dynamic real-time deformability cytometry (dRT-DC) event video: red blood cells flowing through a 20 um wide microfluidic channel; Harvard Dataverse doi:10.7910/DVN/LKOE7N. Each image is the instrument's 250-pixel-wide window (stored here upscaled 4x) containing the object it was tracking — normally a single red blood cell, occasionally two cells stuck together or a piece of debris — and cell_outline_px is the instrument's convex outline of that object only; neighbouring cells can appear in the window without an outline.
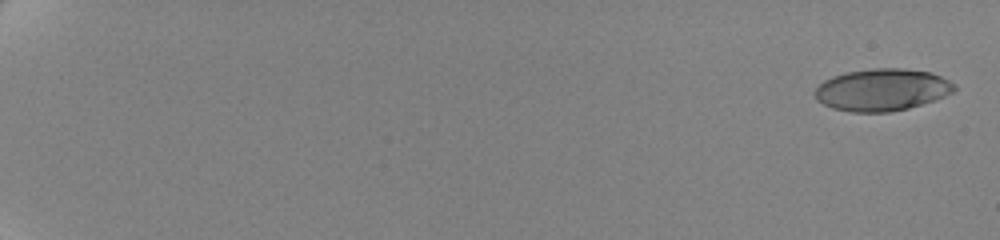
{"species": "human", "species_latin": "Homo sapiens", "temperature_condition": "cold", "stored_images_in_passage": 9, "camera_frame_rate_fps": 3000, "um_per_image_px": 0.085, "donor": {"sex": "female"}, "frame": {"image": 1, "passage_image": 1, "time_ms": 0.0, "image_size_px": [1000, 240], "cell_outline_px": [[956, 88], [952, 92], [944, 96], [908, 108], [888, 112], [852, 112], [832, 108], [816, 100], [812, 92], [824, 80], [832, 76], [848, 72], [872, 68], [904, 68], [932, 72], [956, 84]], "centroid_in_image_um": [74.94, 7.62], "position_along_channel_um": 10.1, "area_um2": 34.22}}